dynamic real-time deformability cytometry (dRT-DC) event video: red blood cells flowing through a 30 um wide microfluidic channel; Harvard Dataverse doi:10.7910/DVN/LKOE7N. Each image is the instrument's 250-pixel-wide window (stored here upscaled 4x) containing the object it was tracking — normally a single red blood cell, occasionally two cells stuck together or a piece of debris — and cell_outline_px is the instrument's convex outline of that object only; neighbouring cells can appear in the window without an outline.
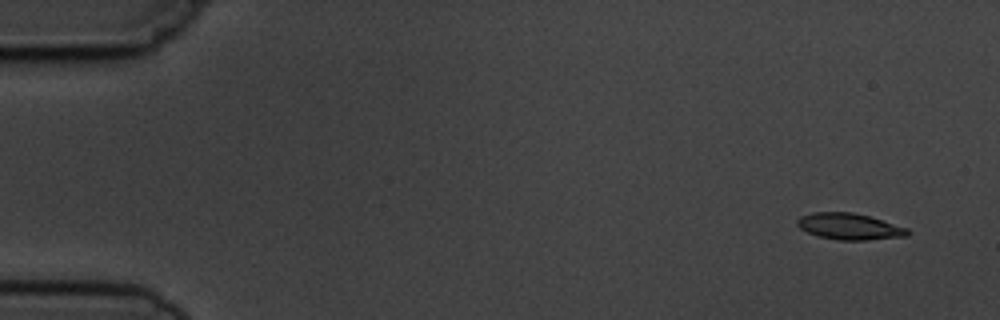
{"species": "common noctule bat (a hibernating species)", "species_latin": "Nyctalus noctula", "temperature_condition": "cold", "stored_images_in_passage": 5, "camera_frame_rate_fps": 3000, "um_per_image_px": 0.085, "animal": {"sex": "male", "body_mass_g": 19.5, "forearm_length_mm": 54.6}, "frame": {"image": 1, "passage_image": 1, "time_ms": 0.0, "image_size_px": [1000, 320], "cell_outline_px": [[912, 232], [908, 236], [868, 240], [836, 240], [820, 236], [808, 232], [800, 228], [796, 224], [796, 220], [800, 216], [812, 212], [852, 212], [868, 216], [908, 228]], "centroid_in_image_um": [72.21, 19.25], "position_along_channel_um": 12.8, "area_um2": 16.99}}
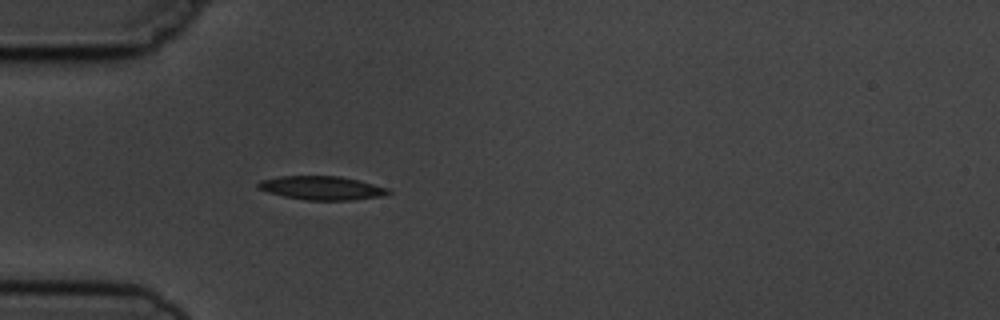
{"frame": {"image": 2, "passage_image": 5, "time_ms": 4.333, "image_size_px": [1000, 320], "cell_outline_px": [[392, 192], [380, 196], [352, 200], [304, 200], [284, 196], [268, 192], [256, 188], [256, 184], [260, 180], [280, 176], [340, 176], [388, 188]], "centroid_in_image_um": [27.29, 15.98], "position_along_channel_um": 57.7, "area_um2": 17.86}}